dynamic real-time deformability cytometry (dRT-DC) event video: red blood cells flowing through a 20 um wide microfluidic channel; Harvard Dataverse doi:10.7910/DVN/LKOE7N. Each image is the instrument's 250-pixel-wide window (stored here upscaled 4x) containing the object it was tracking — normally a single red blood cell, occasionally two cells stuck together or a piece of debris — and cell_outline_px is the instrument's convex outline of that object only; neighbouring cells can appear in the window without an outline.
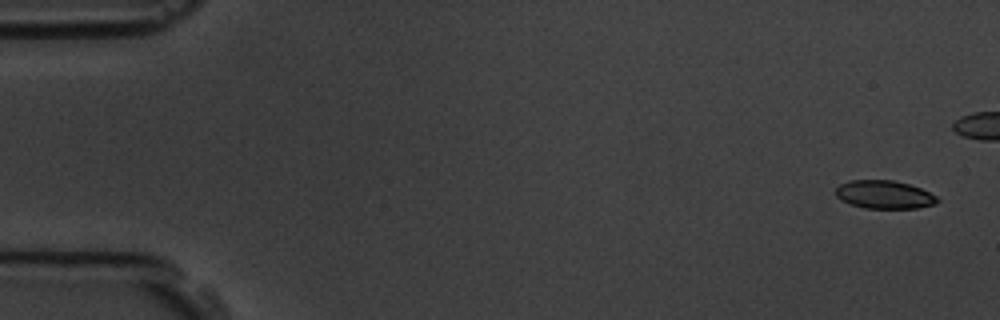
{"species": "common noctule bat (a hibernating species)", "species_latin": "Nyctalus noctula", "temperature_condition": "room temperature", "stored_images_in_passage": 5, "camera_frame_rate_fps": 3000, "um_per_image_px": 0.085, "animal": {"sex": "male", "body_mass_g": 19.5, "forearm_length_mm": 54.6}, "frame": {"image": 1, "passage_image": 1, "time_ms": 0.0, "image_size_px": [1000, 320], "cell_outline_px": [[940, 200], [936, 204], [916, 208], [864, 208], [840, 200], [836, 196], [836, 188], [840, 184], [852, 180], [892, 180], [908, 184], [920, 188], [936, 196]], "centroid_in_image_um": [75.16, 16.54], "position_along_channel_um": 9.8, "area_um2": 16.59}}
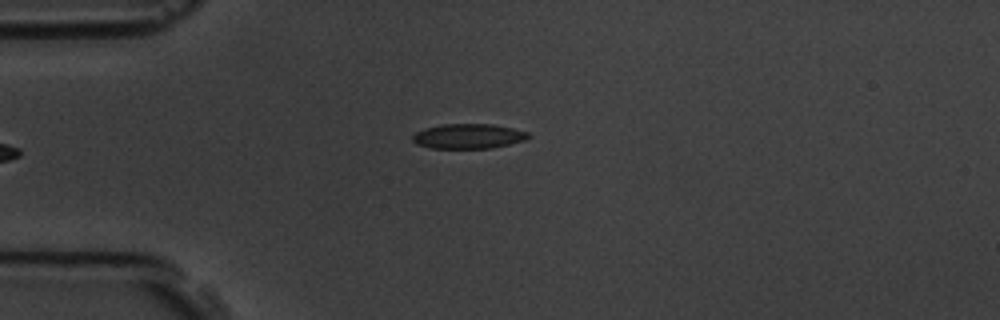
{"frame": {"image": 2, "passage_image": 5, "time_ms": 5.667, "image_size_px": [1000, 320], "cell_outline_px": [[532, 136], [524, 140], [492, 148], [428, 148], [416, 144], [412, 140], [412, 136], [416, 132], [424, 128], [440, 124], [492, 124], [512, 128], [528, 132]], "centroid_in_image_um": [39.78, 11.57], "position_along_channel_um": 45.2, "area_um2": 16.82}}